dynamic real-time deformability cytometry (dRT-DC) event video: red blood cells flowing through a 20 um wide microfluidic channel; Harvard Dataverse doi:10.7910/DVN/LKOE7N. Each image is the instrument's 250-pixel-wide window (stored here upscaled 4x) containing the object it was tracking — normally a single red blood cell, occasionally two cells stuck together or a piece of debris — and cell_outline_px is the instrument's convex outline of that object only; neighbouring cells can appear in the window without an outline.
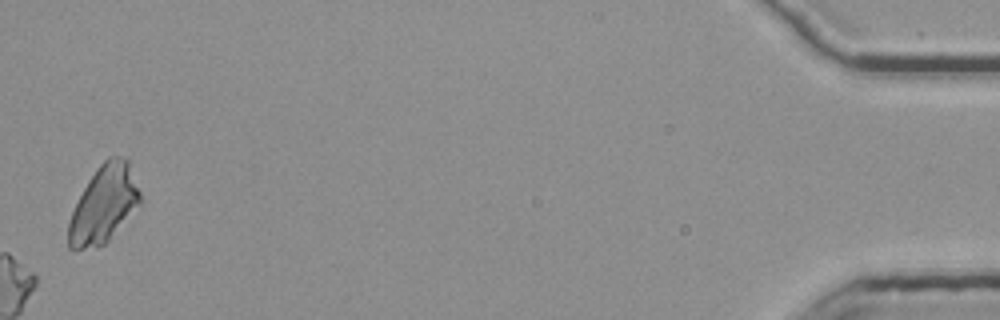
{"species": "common noctule bat (a hibernating species)", "species_latin": "Nyctalus noctula", "temperature_condition": "room temperature", "stored_images_in_passage": 40, "camera_frame_rate_fps": 3000, "um_per_image_px": 0.085, "animal": {"sex": "female", "body_mass_g": 25.1}, "frame": {"image": 1, "passage_image": 40, "time_ms": 13.0, "image_size_px": [1000, 320], "cell_outline_px": [[140, 204], [108, 240], [104, 244], [84, 248], [68, 248], [68, 220], [88, 180], [96, 168], [108, 156], [116, 156], [128, 160], [140, 192]], "centroid_in_image_um": [8.82, 17.34], "position_along_channel_um": 426.4, "area_um2": 31.56}}